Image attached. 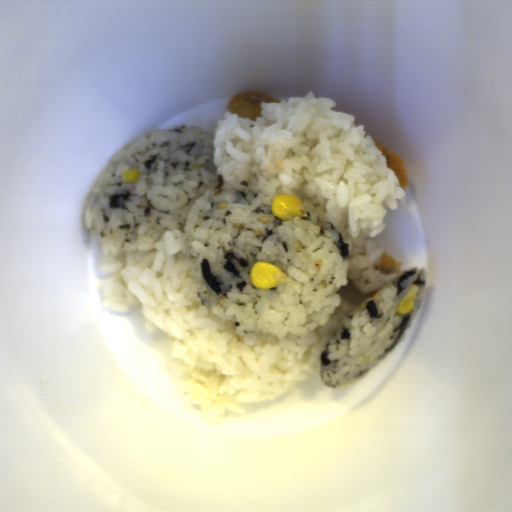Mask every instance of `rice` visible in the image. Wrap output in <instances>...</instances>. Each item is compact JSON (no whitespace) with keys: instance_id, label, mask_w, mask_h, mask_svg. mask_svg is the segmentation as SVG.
Returning <instances> with one entry per match:
<instances>
[{"instance_id":"rice-2","label":"rice","mask_w":512,"mask_h":512,"mask_svg":"<svg viewBox=\"0 0 512 512\" xmlns=\"http://www.w3.org/2000/svg\"><path fill=\"white\" fill-rule=\"evenodd\" d=\"M215 132L179 124L148 130L123 145L95 176L81 210L89 236L122 247L132 238L160 241L179 230L197 299L239 337L305 336L328 324L349 283L350 243L316 196L275 174L225 180L214 163ZM137 169L136 182L123 171ZM302 200L308 217L272 215L277 194ZM256 260L280 267L289 281L269 290L249 276Z\"/></svg>"},{"instance_id":"rice-3","label":"rice","mask_w":512,"mask_h":512,"mask_svg":"<svg viewBox=\"0 0 512 512\" xmlns=\"http://www.w3.org/2000/svg\"><path fill=\"white\" fill-rule=\"evenodd\" d=\"M427 280L424 267L402 270L348 313L321 351L322 382L338 389L379 364L412 325L422 306Z\"/></svg>"},{"instance_id":"rice-1","label":"rice","mask_w":512,"mask_h":512,"mask_svg":"<svg viewBox=\"0 0 512 512\" xmlns=\"http://www.w3.org/2000/svg\"><path fill=\"white\" fill-rule=\"evenodd\" d=\"M337 101L311 91L262 102L253 122L228 111L214 129L213 163L224 180L275 175L316 197L326 218L349 243L348 283L327 324L304 336L240 337L231 321L212 317L192 283L180 230L160 240L131 238L121 247L98 240L97 283L110 313L140 307L146 331L168 338L184 399L202 416L243 414L247 405L276 400L321 371L322 350L337 326L403 270L382 273L376 244L388 211L406 202L368 129Z\"/></svg>"}]
</instances>
